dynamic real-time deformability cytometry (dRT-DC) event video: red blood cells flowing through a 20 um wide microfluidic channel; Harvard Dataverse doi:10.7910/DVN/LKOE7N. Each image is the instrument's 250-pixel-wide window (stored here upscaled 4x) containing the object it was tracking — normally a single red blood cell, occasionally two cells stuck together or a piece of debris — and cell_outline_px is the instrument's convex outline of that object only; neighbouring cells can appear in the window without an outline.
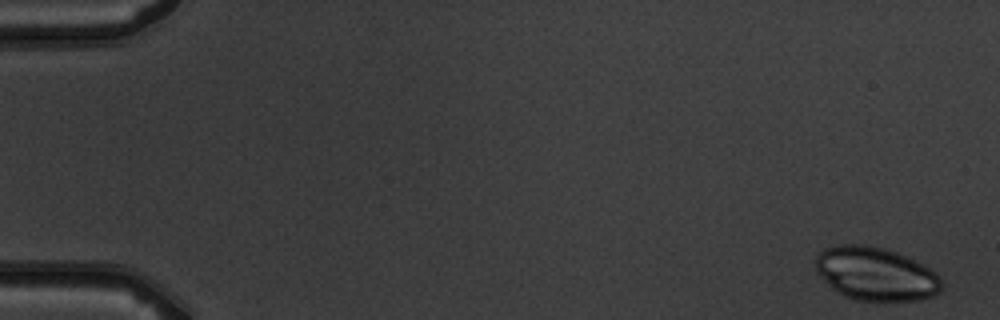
{"species": "common noctule bat (a hibernating species)", "species_latin": "Nyctalus noctula", "temperature_condition": "warm", "stored_images_in_passage": 6, "camera_frame_rate_fps": 3000, "um_per_image_px": 0.085, "animal": {"sex": "male", "body_mass_g": 19.5, "forearm_length_mm": 54.6}, "frame": {"image": 1, "passage_image": 1, "time_ms": 0.0, "image_size_px": [1000, 320], "cell_outline_px": [[940, 292], [936, 296], [920, 300], [856, 300], [844, 296], [836, 292], [816, 272], [816, 256], [824, 248], [840, 244], [860, 244], [884, 248], [896, 252], [936, 272], [940, 276]], "centroid_in_image_um": [74.41, 23.28], "position_along_channel_um": 10.6, "area_um2": 39.02}}